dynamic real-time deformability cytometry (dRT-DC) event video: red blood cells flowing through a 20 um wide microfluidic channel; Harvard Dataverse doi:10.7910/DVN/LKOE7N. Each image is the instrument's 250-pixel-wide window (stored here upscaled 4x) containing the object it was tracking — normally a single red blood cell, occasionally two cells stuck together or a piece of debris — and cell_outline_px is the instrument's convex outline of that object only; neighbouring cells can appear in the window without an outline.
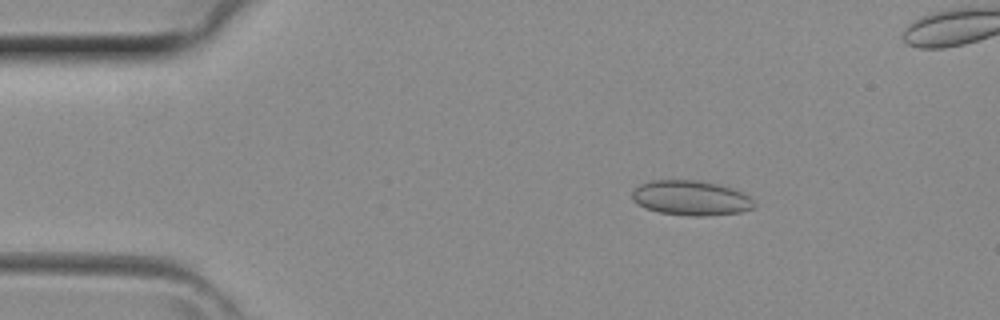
{"species": "common noctule bat (a hibernating species)", "species_latin": "Nyctalus noctula", "temperature_condition": "room temperature", "stored_images_in_passage": 36, "segment_of_instrument_passage": [1, 2], "camera_frame_rate_fps": 3000, "um_per_image_px": 0.085, "animal": {"sex": "female", "body_mass_g": 29.2, "forearm_length_mm": 56.3}, "frame": {"image": 1, "passage_image": 1, "time_ms": 0.0, "image_size_px": [1000, 320], "cell_outline_px": [[756, 204], [752, 208], [740, 212], [708, 216], [688, 216], [660, 212], [644, 208], [632, 200], [632, 192], [640, 184], [652, 180], [700, 180], [732, 188], [744, 192]], "centroid_in_image_um": [58.72, 16.83], "position_along_channel_um": 26.3, "area_um2": 24.85}}
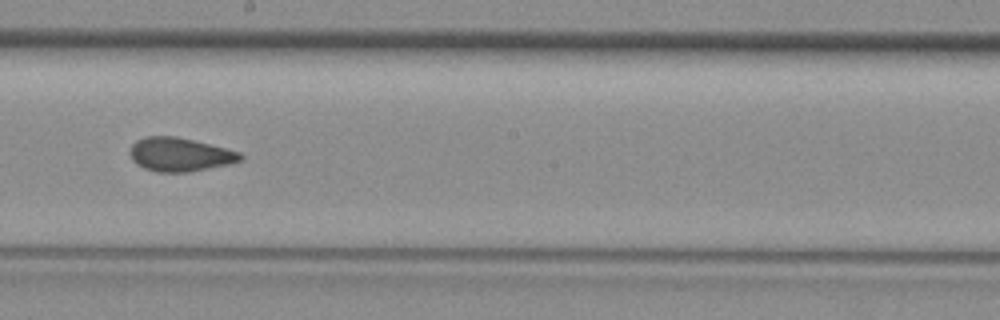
{"frame": {"image": 2, "passage_image": 17, "time_ms": 5.333, "image_size_px": [1000, 320], "cell_outline_px": [[244, 156], [240, 160], [232, 164], [188, 172], [156, 172], [144, 168], [136, 164], [132, 160], [128, 152], [132, 144], [136, 140], [144, 136], [176, 136], [240, 152]], "centroid_in_image_um": [15.25, 13.14], "position_along_channel_um": 233.0, "area_um2": 21.79}}
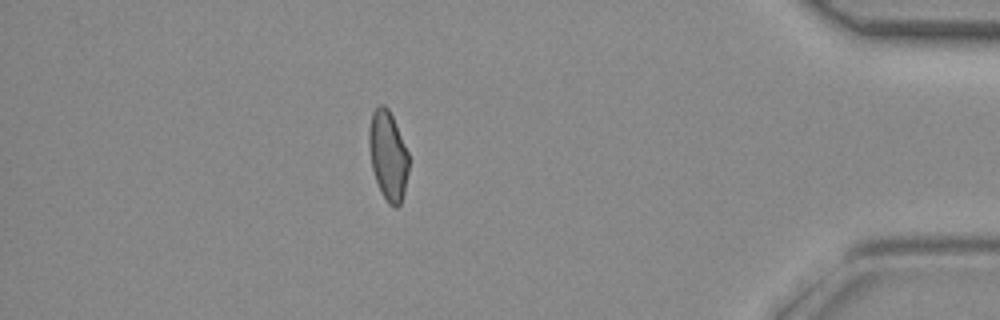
{"frame": {"image": 3, "passage_image": 30, "time_ms": 9.667, "image_size_px": [1000, 320], "cell_outline_px": [[408, 172], [404, 192], [400, 204], [396, 208], [388, 204], [376, 180], [372, 168], [368, 144], [368, 128], [372, 112], [376, 104], [384, 104], [388, 108], [392, 116], [408, 152]], "centroid_in_image_um": [32.96, 13.17], "position_along_channel_um": 402.2, "area_um2": 20.63}}